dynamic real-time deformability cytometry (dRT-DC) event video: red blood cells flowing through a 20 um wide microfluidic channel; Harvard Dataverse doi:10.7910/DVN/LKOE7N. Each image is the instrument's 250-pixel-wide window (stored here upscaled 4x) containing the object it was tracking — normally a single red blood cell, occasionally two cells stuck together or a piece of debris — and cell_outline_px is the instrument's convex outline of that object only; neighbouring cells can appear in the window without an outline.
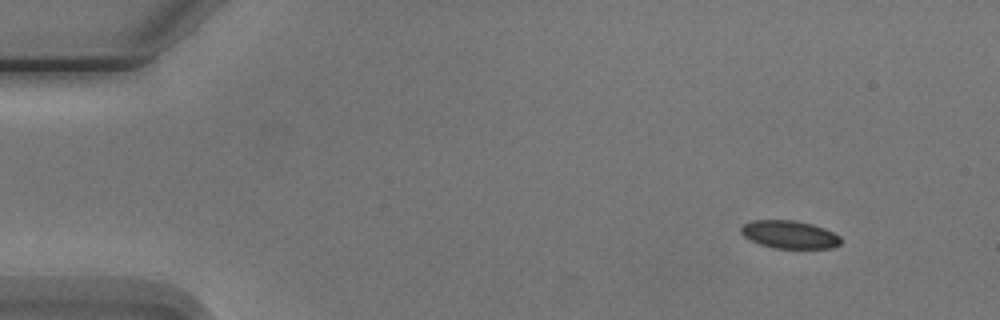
{"species": "Egyptian fruit bat (a non-hibernating species)", "species_latin": "Rousettus aegyptiacus", "temperature_condition": "cold", "stored_images_in_passage": 3, "camera_frame_rate_fps": 3000, "um_per_image_px": 0.085, "animal": {"sex": "male"}, "frame": {"image": 1, "passage_image": 1, "time_ms": 0.0, "image_size_px": [1000, 320], "cell_outline_px": [[840, 244], [832, 248], [772, 248], [760, 244], [744, 236], [740, 232], [740, 228], [744, 224], [752, 220], [796, 220], [812, 224], [824, 228], [840, 236]], "centroid_in_image_um": [67.1, 19.93], "position_along_channel_um": 17.9, "area_um2": 16.18}}
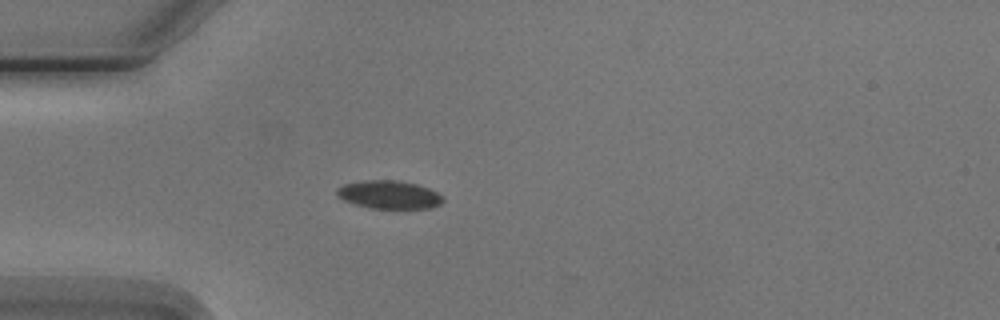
{"frame": {"image": 2, "passage_image": 3, "time_ms": 3.333, "image_size_px": [1000, 320], "cell_outline_px": [[444, 200], [440, 204], [432, 208], [368, 208], [344, 200], [336, 196], [336, 188], [344, 184], [364, 180], [396, 180], [416, 184], [428, 188], [444, 196]], "centroid_in_image_um": [33.06, 16.54], "position_along_channel_um": 51.9, "area_um2": 17.46}}